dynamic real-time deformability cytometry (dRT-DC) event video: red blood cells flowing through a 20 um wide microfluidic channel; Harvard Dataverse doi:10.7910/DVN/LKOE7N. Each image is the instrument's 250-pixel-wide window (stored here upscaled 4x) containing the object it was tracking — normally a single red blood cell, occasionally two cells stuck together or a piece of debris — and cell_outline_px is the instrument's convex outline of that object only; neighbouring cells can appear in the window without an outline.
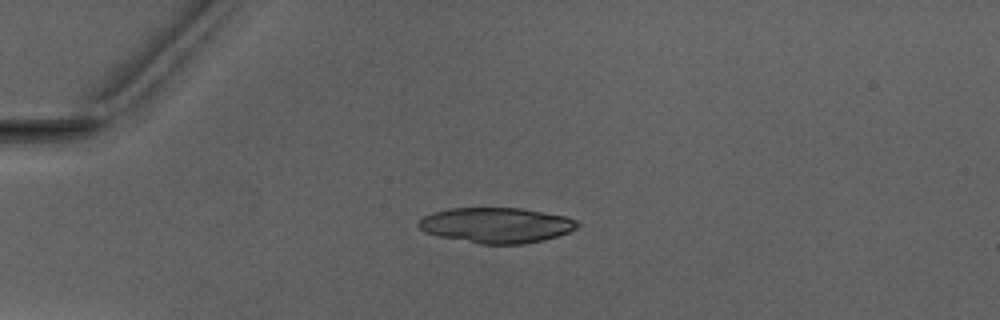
{"species": "Egyptian fruit bat (a non-hibernating species)", "species_latin": "Rousettus aegyptiacus", "temperature_condition": "warm", "stored_images_in_passage": 5, "camera_frame_rate_fps": 3000, "um_per_image_px": 0.085, "animal": {"sex": "male"}, "frame": {"image": 1, "passage_image": 3, "time_ms": 2.333, "image_size_px": [1000, 320], "cell_outline_px": [[580, 224], [576, 228], [568, 232], [544, 240], [524, 244], [480, 244], [440, 236], [424, 232], [416, 224], [424, 216], [432, 212], [448, 208], [520, 208], [564, 216], [576, 220]], "centroid_in_image_um": [42.17, 19.14], "position_along_channel_um": 42.8, "area_um2": 32.6}}